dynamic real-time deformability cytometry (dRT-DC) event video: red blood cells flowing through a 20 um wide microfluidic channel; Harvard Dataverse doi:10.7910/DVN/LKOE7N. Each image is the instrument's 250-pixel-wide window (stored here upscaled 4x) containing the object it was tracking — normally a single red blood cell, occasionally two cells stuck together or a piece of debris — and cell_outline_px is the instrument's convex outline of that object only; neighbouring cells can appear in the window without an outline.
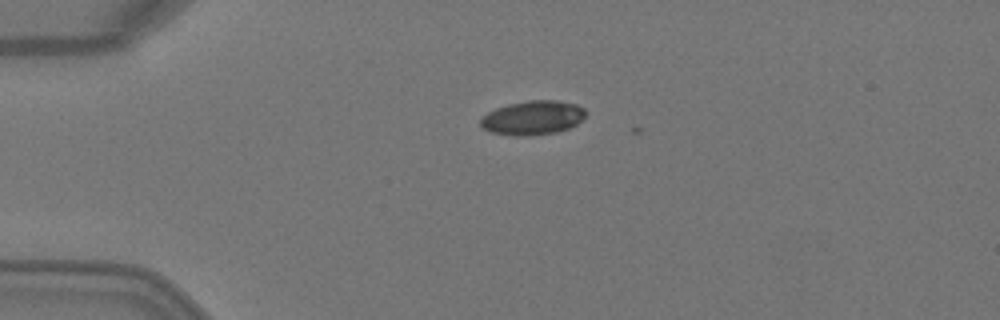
{"species": "Egyptian fruit bat (a non-hibernating species)", "species_latin": "Rousettus aegyptiacus", "temperature_condition": "warm", "stored_images_in_passage": 3, "camera_frame_rate_fps": 3000, "um_per_image_px": 0.085, "animal": {"sex": "female"}, "frame": {"image": 1, "passage_image": 2, "time_ms": 0.333, "image_size_px": [1000, 320], "cell_outline_px": [[588, 112], [576, 124], [568, 128], [556, 132], [528, 136], [512, 136], [492, 132], [480, 128], [480, 120], [488, 112], [496, 108], [508, 104], [532, 100], [560, 100], [576, 104], [584, 108]], "centroid_in_image_um": [45.28, 10.01], "position_along_channel_um": 39.7, "area_um2": 20.98}}